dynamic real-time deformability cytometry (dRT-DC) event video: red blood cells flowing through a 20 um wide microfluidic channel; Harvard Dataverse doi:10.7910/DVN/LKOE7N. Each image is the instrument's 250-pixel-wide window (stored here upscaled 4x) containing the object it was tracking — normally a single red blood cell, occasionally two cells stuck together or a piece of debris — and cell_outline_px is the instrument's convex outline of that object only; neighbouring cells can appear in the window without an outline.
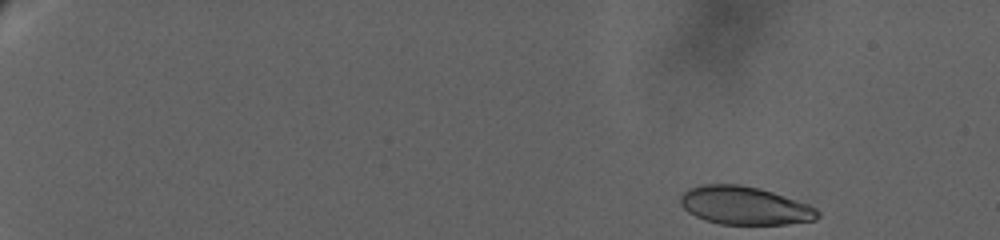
{"species": "human", "species_latin": "Homo sapiens", "temperature_condition": "warm", "stored_images_in_passage": 54, "camera_frame_rate_fps": 3000, "um_per_image_px": 0.085, "donor": {"sex": "female"}, "frame": {"image": 1, "passage_image": 1, "time_ms": 0.0, "image_size_px": [1000, 240], "cell_outline_px": [[820, 216], [816, 220], [788, 224], [720, 224], [704, 220], [688, 212], [680, 204], [680, 196], [688, 188], [704, 184], [740, 184], [760, 188], [808, 204], [816, 208], [820, 212]], "centroid_in_image_um": [63.3, 17.47], "position_along_channel_um": 21.7, "area_um2": 30.63}}
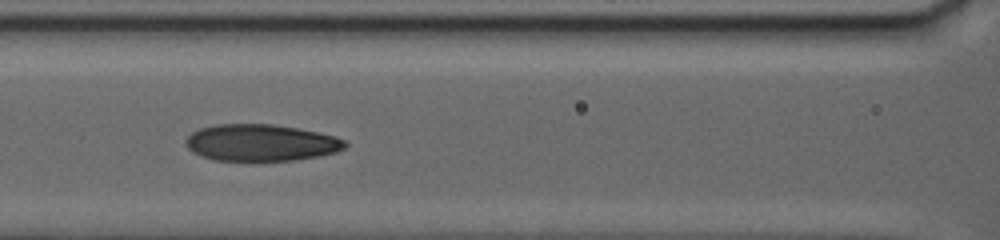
{"frame": {"image": 2, "passage_image": 30, "time_ms": 10.667, "image_size_px": [1000, 240], "cell_outline_px": [[348, 144], [344, 148], [336, 152], [320, 156], [296, 160], [216, 160], [200, 156], [192, 152], [184, 144], [184, 140], [192, 132], [200, 128], [216, 124], [272, 124], [296, 128], [336, 136], [344, 140]], "centroid_in_image_um": [22.16, 12.13], "position_along_channel_um": 144.4, "area_um2": 34.1}}
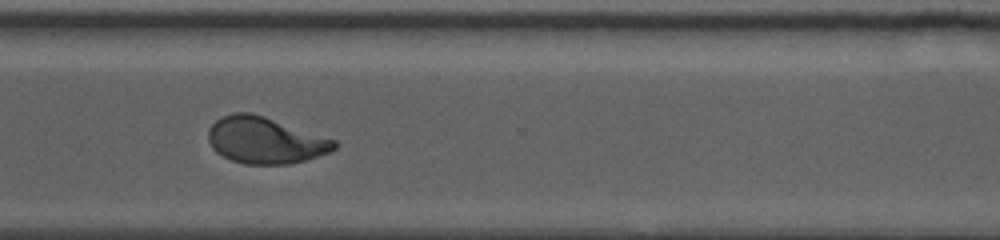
{"frame": {"image": 3, "passage_image": 53, "time_ms": 18.0, "image_size_px": [1000, 240], "cell_outline_px": [[336, 148], [328, 152], [304, 160], [288, 164], [244, 164], [232, 160], [216, 152], [212, 148], [208, 140], [208, 128], [216, 120], [224, 116], [236, 112], [252, 112], [336, 140]], "centroid_in_image_um": [22.5, 11.92], "position_along_channel_um": 348.1, "area_um2": 33.87}}